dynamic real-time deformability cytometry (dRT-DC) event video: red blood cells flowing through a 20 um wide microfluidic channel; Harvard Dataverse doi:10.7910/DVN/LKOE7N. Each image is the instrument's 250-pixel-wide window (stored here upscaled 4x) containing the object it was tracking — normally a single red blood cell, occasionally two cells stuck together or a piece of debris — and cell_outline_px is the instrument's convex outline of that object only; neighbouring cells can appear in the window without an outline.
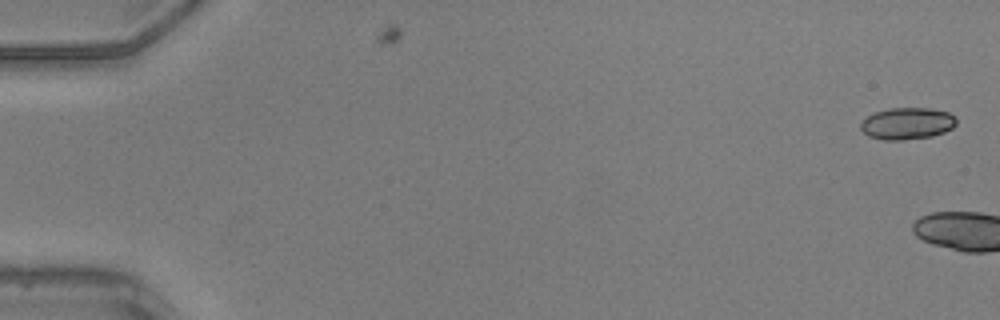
{"species": "common noctule bat (a hibernating species)", "species_latin": "Nyctalus noctula", "temperature_condition": "warm", "stored_images_in_passage": 3, "camera_frame_rate_fps": 3000, "um_per_image_px": 0.085, "animal": {"sex": "male", "body_mass_g": 20.5, "forearm_length_mm": 52.5}, "frame": {"image": 1, "passage_image": 2, "time_ms": 0.333, "image_size_px": [1000, 320], "cell_outline_px": [[952, 124], [948, 128], [936, 132], [920, 136], [880, 136], [884, 112], [940, 112], [952, 116]], "centroid_in_image_um": [77.7, 10.49], "position_along_channel_um": 7.3, "area_um2": 10.92}}